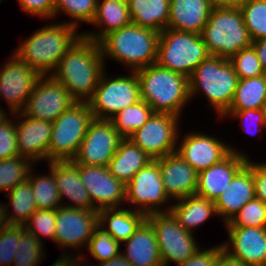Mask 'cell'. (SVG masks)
<instances>
[{"instance_id": "cell-1", "label": "cell", "mask_w": 266, "mask_h": 266, "mask_svg": "<svg viewBox=\"0 0 266 266\" xmlns=\"http://www.w3.org/2000/svg\"><path fill=\"white\" fill-rule=\"evenodd\" d=\"M103 62L99 42L81 37L61 58L51 76L68 90L76 102H88L104 71Z\"/></svg>"}, {"instance_id": "cell-2", "label": "cell", "mask_w": 266, "mask_h": 266, "mask_svg": "<svg viewBox=\"0 0 266 266\" xmlns=\"http://www.w3.org/2000/svg\"><path fill=\"white\" fill-rule=\"evenodd\" d=\"M71 24H53L36 31L16 49L15 54L41 76L57 68L61 58L82 37Z\"/></svg>"}, {"instance_id": "cell-3", "label": "cell", "mask_w": 266, "mask_h": 266, "mask_svg": "<svg viewBox=\"0 0 266 266\" xmlns=\"http://www.w3.org/2000/svg\"><path fill=\"white\" fill-rule=\"evenodd\" d=\"M135 72L139 79L141 100L154 113H169L179 117L190 99L188 78L156 63Z\"/></svg>"}, {"instance_id": "cell-4", "label": "cell", "mask_w": 266, "mask_h": 266, "mask_svg": "<svg viewBox=\"0 0 266 266\" xmlns=\"http://www.w3.org/2000/svg\"><path fill=\"white\" fill-rule=\"evenodd\" d=\"M159 36L153 29L130 23L105 35L99 46L103 58H113L137 71L156 63Z\"/></svg>"}, {"instance_id": "cell-5", "label": "cell", "mask_w": 266, "mask_h": 266, "mask_svg": "<svg viewBox=\"0 0 266 266\" xmlns=\"http://www.w3.org/2000/svg\"><path fill=\"white\" fill-rule=\"evenodd\" d=\"M238 82L239 77L229 60L210 55L188 78L189 97L194 96L198 90L203 91L222 117L232 104Z\"/></svg>"}, {"instance_id": "cell-6", "label": "cell", "mask_w": 266, "mask_h": 266, "mask_svg": "<svg viewBox=\"0 0 266 266\" xmlns=\"http://www.w3.org/2000/svg\"><path fill=\"white\" fill-rule=\"evenodd\" d=\"M200 35L210 55L227 60L252 45L239 7H213Z\"/></svg>"}, {"instance_id": "cell-7", "label": "cell", "mask_w": 266, "mask_h": 266, "mask_svg": "<svg viewBox=\"0 0 266 266\" xmlns=\"http://www.w3.org/2000/svg\"><path fill=\"white\" fill-rule=\"evenodd\" d=\"M210 56L200 34L166 28L160 32L156 64L189 78Z\"/></svg>"}, {"instance_id": "cell-8", "label": "cell", "mask_w": 266, "mask_h": 266, "mask_svg": "<svg viewBox=\"0 0 266 266\" xmlns=\"http://www.w3.org/2000/svg\"><path fill=\"white\" fill-rule=\"evenodd\" d=\"M93 119L88 102H76L53 121L48 161L72 160Z\"/></svg>"}, {"instance_id": "cell-9", "label": "cell", "mask_w": 266, "mask_h": 266, "mask_svg": "<svg viewBox=\"0 0 266 266\" xmlns=\"http://www.w3.org/2000/svg\"><path fill=\"white\" fill-rule=\"evenodd\" d=\"M104 72L88 104L93 118L109 120L119 111L141 100L140 84L135 71H132L131 76L113 79L106 78Z\"/></svg>"}, {"instance_id": "cell-10", "label": "cell", "mask_w": 266, "mask_h": 266, "mask_svg": "<svg viewBox=\"0 0 266 266\" xmlns=\"http://www.w3.org/2000/svg\"><path fill=\"white\" fill-rule=\"evenodd\" d=\"M146 220L154 229L163 266L170 261L180 264L200 249L192 232L182 228L171 212L148 214Z\"/></svg>"}, {"instance_id": "cell-11", "label": "cell", "mask_w": 266, "mask_h": 266, "mask_svg": "<svg viewBox=\"0 0 266 266\" xmlns=\"http://www.w3.org/2000/svg\"><path fill=\"white\" fill-rule=\"evenodd\" d=\"M123 139L110 120L94 118L72 160L79 165L108 167Z\"/></svg>"}, {"instance_id": "cell-12", "label": "cell", "mask_w": 266, "mask_h": 266, "mask_svg": "<svg viewBox=\"0 0 266 266\" xmlns=\"http://www.w3.org/2000/svg\"><path fill=\"white\" fill-rule=\"evenodd\" d=\"M178 123V116L153 113L128 139L155 160L176 152Z\"/></svg>"}, {"instance_id": "cell-13", "label": "cell", "mask_w": 266, "mask_h": 266, "mask_svg": "<svg viewBox=\"0 0 266 266\" xmlns=\"http://www.w3.org/2000/svg\"><path fill=\"white\" fill-rule=\"evenodd\" d=\"M74 103L68 90L49 74L36 81L21 112L34 119L53 122Z\"/></svg>"}, {"instance_id": "cell-14", "label": "cell", "mask_w": 266, "mask_h": 266, "mask_svg": "<svg viewBox=\"0 0 266 266\" xmlns=\"http://www.w3.org/2000/svg\"><path fill=\"white\" fill-rule=\"evenodd\" d=\"M168 199L159 164L156 160L150 161L144 168L139 170L126 185V202L133 204V206L138 205L139 207L137 206L136 210L146 215L165 212L158 207L163 203L165 204Z\"/></svg>"}, {"instance_id": "cell-15", "label": "cell", "mask_w": 266, "mask_h": 266, "mask_svg": "<svg viewBox=\"0 0 266 266\" xmlns=\"http://www.w3.org/2000/svg\"><path fill=\"white\" fill-rule=\"evenodd\" d=\"M98 225L97 209L60 206L56 209L55 243L63 248H81L82 245H88Z\"/></svg>"}, {"instance_id": "cell-16", "label": "cell", "mask_w": 266, "mask_h": 266, "mask_svg": "<svg viewBox=\"0 0 266 266\" xmlns=\"http://www.w3.org/2000/svg\"><path fill=\"white\" fill-rule=\"evenodd\" d=\"M41 75L15 53L0 70V96L8 103L11 113L21 112Z\"/></svg>"}, {"instance_id": "cell-17", "label": "cell", "mask_w": 266, "mask_h": 266, "mask_svg": "<svg viewBox=\"0 0 266 266\" xmlns=\"http://www.w3.org/2000/svg\"><path fill=\"white\" fill-rule=\"evenodd\" d=\"M80 179L89 192L91 204L97 209L118 208L126 201V185L117 180L108 167L77 164ZM97 202V206L95 205Z\"/></svg>"}, {"instance_id": "cell-18", "label": "cell", "mask_w": 266, "mask_h": 266, "mask_svg": "<svg viewBox=\"0 0 266 266\" xmlns=\"http://www.w3.org/2000/svg\"><path fill=\"white\" fill-rule=\"evenodd\" d=\"M227 231L229 241L222 248L229 256L247 266H266V228L227 227Z\"/></svg>"}, {"instance_id": "cell-19", "label": "cell", "mask_w": 266, "mask_h": 266, "mask_svg": "<svg viewBox=\"0 0 266 266\" xmlns=\"http://www.w3.org/2000/svg\"><path fill=\"white\" fill-rule=\"evenodd\" d=\"M176 152L200 172L220 162L232 148L214 137L192 132L185 136Z\"/></svg>"}, {"instance_id": "cell-20", "label": "cell", "mask_w": 266, "mask_h": 266, "mask_svg": "<svg viewBox=\"0 0 266 266\" xmlns=\"http://www.w3.org/2000/svg\"><path fill=\"white\" fill-rule=\"evenodd\" d=\"M248 157L232 149L220 162L198 172L195 194L215 201L231 183L234 175L247 163Z\"/></svg>"}, {"instance_id": "cell-21", "label": "cell", "mask_w": 266, "mask_h": 266, "mask_svg": "<svg viewBox=\"0 0 266 266\" xmlns=\"http://www.w3.org/2000/svg\"><path fill=\"white\" fill-rule=\"evenodd\" d=\"M161 171L165 192L177 201L195 194L198 172L177 152L155 159Z\"/></svg>"}, {"instance_id": "cell-22", "label": "cell", "mask_w": 266, "mask_h": 266, "mask_svg": "<svg viewBox=\"0 0 266 266\" xmlns=\"http://www.w3.org/2000/svg\"><path fill=\"white\" fill-rule=\"evenodd\" d=\"M24 120L15 124L19 156L34 160H48V147L51 140L52 122L34 119L18 112Z\"/></svg>"}, {"instance_id": "cell-23", "label": "cell", "mask_w": 266, "mask_h": 266, "mask_svg": "<svg viewBox=\"0 0 266 266\" xmlns=\"http://www.w3.org/2000/svg\"><path fill=\"white\" fill-rule=\"evenodd\" d=\"M255 198L252 162L247 163L234 175L231 183L214 201L218 216H223L225 223L249 201Z\"/></svg>"}, {"instance_id": "cell-24", "label": "cell", "mask_w": 266, "mask_h": 266, "mask_svg": "<svg viewBox=\"0 0 266 266\" xmlns=\"http://www.w3.org/2000/svg\"><path fill=\"white\" fill-rule=\"evenodd\" d=\"M212 8L209 0H170L167 28L201 34Z\"/></svg>"}, {"instance_id": "cell-25", "label": "cell", "mask_w": 266, "mask_h": 266, "mask_svg": "<svg viewBox=\"0 0 266 266\" xmlns=\"http://www.w3.org/2000/svg\"><path fill=\"white\" fill-rule=\"evenodd\" d=\"M54 179L60 199H71L74 205H62L79 209H96L91 204L89 192L80 179L77 164L73 160H54Z\"/></svg>"}, {"instance_id": "cell-26", "label": "cell", "mask_w": 266, "mask_h": 266, "mask_svg": "<svg viewBox=\"0 0 266 266\" xmlns=\"http://www.w3.org/2000/svg\"><path fill=\"white\" fill-rule=\"evenodd\" d=\"M124 242L127 248L122 255L133 266H163L154 229L147 220Z\"/></svg>"}, {"instance_id": "cell-27", "label": "cell", "mask_w": 266, "mask_h": 266, "mask_svg": "<svg viewBox=\"0 0 266 266\" xmlns=\"http://www.w3.org/2000/svg\"><path fill=\"white\" fill-rule=\"evenodd\" d=\"M99 1H97L96 13L91 23L101 27L103 25L104 29L98 34L92 32L82 34V37L95 42H99L108 33L132 23L127 0H102V3Z\"/></svg>"}, {"instance_id": "cell-28", "label": "cell", "mask_w": 266, "mask_h": 266, "mask_svg": "<svg viewBox=\"0 0 266 266\" xmlns=\"http://www.w3.org/2000/svg\"><path fill=\"white\" fill-rule=\"evenodd\" d=\"M153 159L129 139H123L110 160L108 169L117 179L127 185L133 176Z\"/></svg>"}, {"instance_id": "cell-29", "label": "cell", "mask_w": 266, "mask_h": 266, "mask_svg": "<svg viewBox=\"0 0 266 266\" xmlns=\"http://www.w3.org/2000/svg\"><path fill=\"white\" fill-rule=\"evenodd\" d=\"M103 208L98 210L99 224L104 226L107 222L108 228H104L118 242L128 240L147 219V215L140 211L131 209Z\"/></svg>"}, {"instance_id": "cell-30", "label": "cell", "mask_w": 266, "mask_h": 266, "mask_svg": "<svg viewBox=\"0 0 266 266\" xmlns=\"http://www.w3.org/2000/svg\"><path fill=\"white\" fill-rule=\"evenodd\" d=\"M165 212H171L179 225L190 232L211 215H217L215 202L197 194L179 199V203L168 207Z\"/></svg>"}, {"instance_id": "cell-31", "label": "cell", "mask_w": 266, "mask_h": 266, "mask_svg": "<svg viewBox=\"0 0 266 266\" xmlns=\"http://www.w3.org/2000/svg\"><path fill=\"white\" fill-rule=\"evenodd\" d=\"M132 23L161 32L167 28L170 0H127Z\"/></svg>"}, {"instance_id": "cell-32", "label": "cell", "mask_w": 266, "mask_h": 266, "mask_svg": "<svg viewBox=\"0 0 266 266\" xmlns=\"http://www.w3.org/2000/svg\"><path fill=\"white\" fill-rule=\"evenodd\" d=\"M266 103V74L239 79L232 104L228 110L262 109Z\"/></svg>"}, {"instance_id": "cell-33", "label": "cell", "mask_w": 266, "mask_h": 266, "mask_svg": "<svg viewBox=\"0 0 266 266\" xmlns=\"http://www.w3.org/2000/svg\"><path fill=\"white\" fill-rule=\"evenodd\" d=\"M153 113L152 108L144 100H140L119 111L109 120L118 133L124 139H128L147 122Z\"/></svg>"}, {"instance_id": "cell-34", "label": "cell", "mask_w": 266, "mask_h": 266, "mask_svg": "<svg viewBox=\"0 0 266 266\" xmlns=\"http://www.w3.org/2000/svg\"><path fill=\"white\" fill-rule=\"evenodd\" d=\"M10 205L13 208V214L6 213L7 220L10 225H24L29 217L37 210L34 200L33 191L30 181L27 179L23 183H19L9 191Z\"/></svg>"}, {"instance_id": "cell-35", "label": "cell", "mask_w": 266, "mask_h": 266, "mask_svg": "<svg viewBox=\"0 0 266 266\" xmlns=\"http://www.w3.org/2000/svg\"><path fill=\"white\" fill-rule=\"evenodd\" d=\"M48 163L51 175L28 176L37 209H57L62 202L54 179V161Z\"/></svg>"}, {"instance_id": "cell-36", "label": "cell", "mask_w": 266, "mask_h": 266, "mask_svg": "<svg viewBox=\"0 0 266 266\" xmlns=\"http://www.w3.org/2000/svg\"><path fill=\"white\" fill-rule=\"evenodd\" d=\"M32 161L18 156L0 160V191L9 192L28 179ZM31 164V165H30Z\"/></svg>"}, {"instance_id": "cell-37", "label": "cell", "mask_w": 266, "mask_h": 266, "mask_svg": "<svg viewBox=\"0 0 266 266\" xmlns=\"http://www.w3.org/2000/svg\"><path fill=\"white\" fill-rule=\"evenodd\" d=\"M239 8L252 42L266 37V0H245Z\"/></svg>"}, {"instance_id": "cell-38", "label": "cell", "mask_w": 266, "mask_h": 266, "mask_svg": "<svg viewBox=\"0 0 266 266\" xmlns=\"http://www.w3.org/2000/svg\"><path fill=\"white\" fill-rule=\"evenodd\" d=\"M42 246V243L22 225V236L16 246L17 252L12 266H37L44 257Z\"/></svg>"}, {"instance_id": "cell-39", "label": "cell", "mask_w": 266, "mask_h": 266, "mask_svg": "<svg viewBox=\"0 0 266 266\" xmlns=\"http://www.w3.org/2000/svg\"><path fill=\"white\" fill-rule=\"evenodd\" d=\"M227 227H258L266 228V205L259 199L246 203L233 217L226 223Z\"/></svg>"}, {"instance_id": "cell-40", "label": "cell", "mask_w": 266, "mask_h": 266, "mask_svg": "<svg viewBox=\"0 0 266 266\" xmlns=\"http://www.w3.org/2000/svg\"><path fill=\"white\" fill-rule=\"evenodd\" d=\"M98 0H55L54 17L59 11H64L66 15L74 18L73 21L67 22L77 28L78 22L91 23L96 13Z\"/></svg>"}, {"instance_id": "cell-41", "label": "cell", "mask_w": 266, "mask_h": 266, "mask_svg": "<svg viewBox=\"0 0 266 266\" xmlns=\"http://www.w3.org/2000/svg\"><path fill=\"white\" fill-rule=\"evenodd\" d=\"M120 242L116 241L111 234L99 224L90 238L88 249L91 255L101 262L108 261L121 254Z\"/></svg>"}, {"instance_id": "cell-42", "label": "cell", "mask_w": 266, "mask_h": 266, "mask_svg": "<svg viewBox=\"0 0 266 266\" xmlns=\"http://www.w3.org/2000/svg\"><path fill=\"white\" fill-rule=\"evenodd\" d=\"M24 229L33 234L41 243V235L55 242L56 209H37L23 225Z\"/></svg>"}, {"instance_id": "cell-43", "label": "cell", "mask_w": 266, "mask_h": 266, "mask_svg": "<svg viewBox=\"0 0 266 266\" xmlns=\"http://www.w3.org/2000/svg\"><path fill=\"white\" fill-rule=\"evenodd\" d=\"M229 61L232 63L239 79L259 77L266 74L252 45L240 50Z\"/></svg>"}, {"instance_id": "cell-44", "label": "cell", "mask_w": 266, "mask_h": 266, "mask_svg": "<svg viewBox=\"0 0 266 266\" xmlns=\"http://www.w3.org/2000/svg\"><path fill=\"white\" fill-rule=\"evenodd\" d=\"M22 236V225H9L0 233V265L12 266L17 244Z\"/></svg>"}, {"instance_id": "cell-45", "label": "cell", "mask_w": 266, "mask_h": 266, "mask_svg": "<svg viewBox=\"0 0 266 266\" xmlns=\"http://www.w3.org/2000/svg\"><path fill=\"white\" fill-rule=\"evenodd\" d=\"M16 140L15 123L5 117L0 122V160L19 156Z\"/></svg>"}, {"instance_id": "cell-46", "label": "cell", "mask_w": 266, "mask_h": 266, "mask_svg": "<svg viewBox=\"0 0 266 266\" xmlns=\"http://www.w3.org/2000/svg\"><path fill=\"white\" fill-rule=\"evenodd\" d=\"M18 2L26 13L42 16L45 19L54 17L55 0H18Z\"/></svg>"}, {"instance_id": "cell-47", "label": "cell", "mask_w": 266, "mask_h": 266, "mask_svg": "<svg viewBox=\"0 0 266 266\" xmlns=\"http://www.w3.org/2000/svg\"><path fill=\"white\" fill-rule=\"evenodd\" d=\"M225 115H232L233 117L235 116L236 118H240L241 119V123L243 124L242 126L245 127L244 129H246L245 131L247 133H253L255 131V129L251 128L250 126L252 125L251 123L254 122V124H257L255 127L258 128L260 127L261 128H264V118H263V112H262V109H246V110H227L222 116L225 117ZM251 120H253L251 122ZM246 122H249L247 124H245L244 126V123ZM250 126H249V125ZM253 124V125H254ZM250 129V130H249ZM259 131V130H256V132Z\"/></svg>"}, {"instance_id": "cell-48", "label": "cell", "mask_w": 266, "mask_h": 266, "mask_svg": "<svg viewBox=\"0 0 266 266\" xmlns=\"http://www.w3.org/2000/svg\"><path fill=\"white\" fill-rule=\"evenodd\" d=\"M223 250L222 245L201 251L200 249L189 259L177 266H215L219 253Z\"/></svg>"}, {"instance_id": "cell-49", "label": "cell", "mask_w": 266, "mask_h": 266, "mask_svg": "<svg viewBox=\"0 0 266 266\" xmlns=\"http://www.w3.org/2000/svg\"><path fill=\"white\" fill-rule=\"evenodd\" d=\"M255 198L266 205V163H252Z\"/></svg>"}, {"instance_id": "cell-50", "label": "cell", "mask_w": 266, "mask_h": 266, "mask_svg": "<svg viewBox=\"0 0 266 266\" xmlns=\"http://www.w3.org/2000/svg\"><path fill=\"white\" fill-rule=\"evenodd\" d=\"M262 68L266 72V37L252 42Z\"/></svg>"}, {"instance_id": "cell-51", "label": "cell", "mask_w": 266, "mask_h": 266, "mask_svg": "<svg viewBox=\"0 0 266 266\" xmlns=\"http://www.w3.org/2000/svg\"><path fill=\"white\" fill-rule=\"evenodd\" d=\"M215 266H247L238 259L229 256L224 250H222L216 260Z\"/></svg>"}, {"instance_id": "cell-52", "label": "cell", "mask_w": 266, "mask_h": 266, "mask_svg": "<svg viewBox=\"0 0 266 266\" xmlns=\"http://www.w3.org/2000/svg\"><path fill=\"white\" fill-rule=\"evenodd\" d=\"M80 263V258L76 259L74 257H70L65 255H62L61 258H59L53 265L51 266H84V263L82 265Z\"/></svg>"}, {"instance_id": "cell-53", "label": "cell", "mask_w": 266, "mask_h": 266, "mask_svg": "<svg viewBox=\"0 0 266 266\" xmlns=\"http://www.w3.org/2000/svg\"><path fill=\"white\" fill-rule=\"evenodd\" d=\"M99 266H133L129 261L122 255V253L113 259L101 262Z\"/></svg>"}, {"instance_id": "cell-54", "label": "cell", "mask_w": 266, "mask_h": 266, "mask_svg": "<svg viewBox=\"0 0 266 266\" xmlns=\"http://www.w3.org/2000/svg\"><path fill=\"white\" fill-rule=\"evenodd\" d=\"M245 0H209L213 7H240Z\"/></svg>"}, {"instance_id": "cell-55", "label": "cell", "mask_w": 266, "mask_h": 266, "mask_svg": "<svg viewBox=\"0 0 266 266\" xmlns=\"http://www.w3.org/2000/svg\"><path fill=\"white\" fill-rule=\"evenodd\" d=\"M8 205L0 204V233L3 232L10 224L7 220V207Z\"/></svg>"}, {"instance_id": "cell-56", "label": "cell", "mask_w": 266, "mask_h": 266, "mask_svg": "<svg viewBox=\"0 0 266 266\" xmlns=\"http://www.w3.org/2000/svg\"><path fill=\"white\" fill-rule=\"evenodd\" d=\"M262 112H263V118H264V127L266 128V103L264 104L262 108Z\"/></svg>"}, {"instance_id": "cell-57", "label": "cell", "mask_w": 266, "mask_h": 266, "mask_svg": "<svg viewBox=\"0 0 266 266\" xmlns=\"http://www.w3.org/2000/svg\"><path fill=\"white\" fill-rule=\"evenodd\" d=\"M6 115L7 114L2 109H0V122L2 119H4L6 117Z\"/></svg>"}]
</instances>
